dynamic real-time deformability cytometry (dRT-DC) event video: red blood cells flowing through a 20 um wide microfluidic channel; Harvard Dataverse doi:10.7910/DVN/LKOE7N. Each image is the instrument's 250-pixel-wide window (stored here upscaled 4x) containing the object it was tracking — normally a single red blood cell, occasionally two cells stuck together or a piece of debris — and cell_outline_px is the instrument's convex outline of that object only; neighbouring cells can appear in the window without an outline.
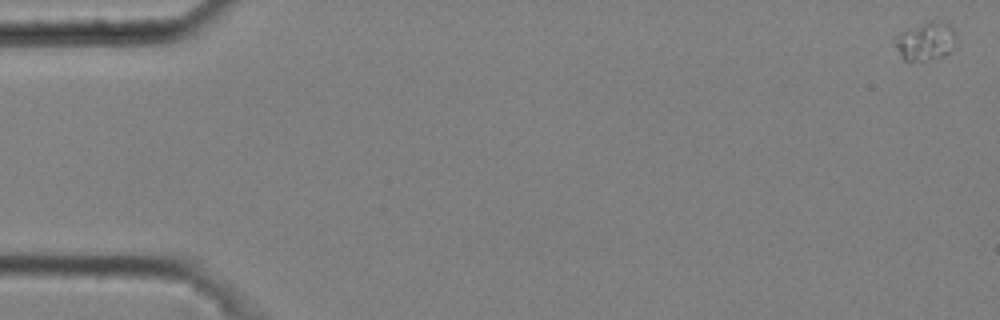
{"species": "common noctule bat (a hibernating species)", "species_latin": "Nyctalus noctula", "temperature_condition": "cold", "stored_images_in_passage": 6, "camera_frame_rate_fps": 3000, "um_per_image_px": 0.085, "animal": {"sex": "male", "body_mass_g": 20.4}, "frame": {"image": 1, "passage_image": 1, "time_ms": 0.0, "image_size_px": [1000, 320], "cell_outline_px": [[956, 40], [948, 52], [944, 56], [908, 64], [904, 60], [896, 48], [896, 36], [900, 32], [928, 20], [944, 20], [956, 32]], "centroid_in_image_um": [78.68, 3.5], "position_along_channel_um": 6.3, "area_um2": 13.93}}
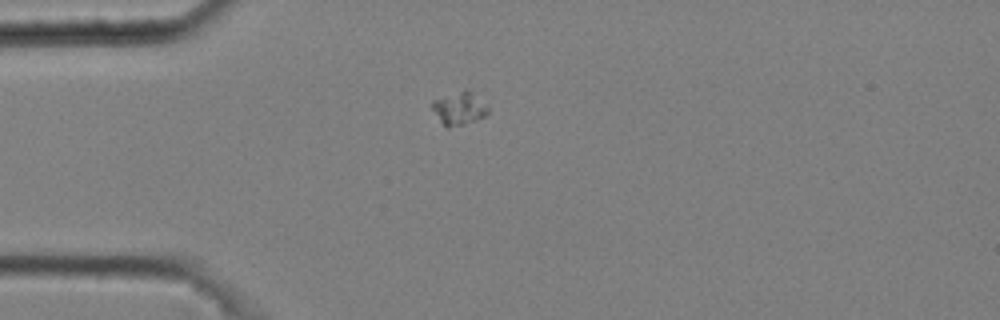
{"frame": {"image": 2, "passage_image": 5, "time_ms": 1.333, "image_size_px": [1000, 320], "cell_outline_px": [[488, 112], [484, 116], [476, 120], [464, 124], [448, 128], [440, 120], [432, 108], [432, 100], [464, 88], [488, 108]], "centroid_in_image_um": [38.98, 9.21], "position_along_channel_um": 46.0, "area_um2": 10.29}}